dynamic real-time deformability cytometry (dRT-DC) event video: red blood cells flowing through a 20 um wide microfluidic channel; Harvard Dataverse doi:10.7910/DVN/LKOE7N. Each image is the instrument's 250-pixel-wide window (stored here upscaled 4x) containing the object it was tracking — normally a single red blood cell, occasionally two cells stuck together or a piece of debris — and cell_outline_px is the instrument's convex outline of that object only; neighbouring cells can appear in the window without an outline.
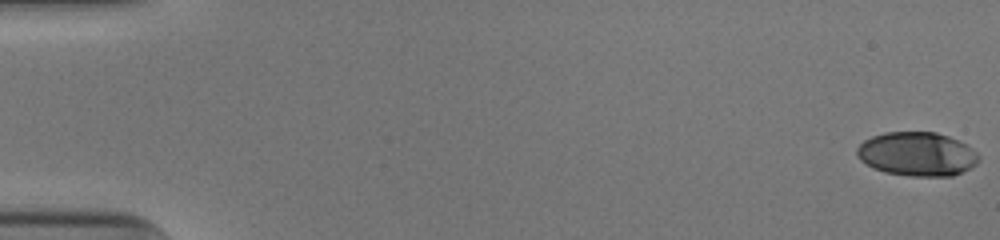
{"species": "human", "species_latin": "Homo sapiens", "temperature_condition": "cold", "stored_images_in_passage": 18, "camera_frame_rate_fps": 3000, "um_per_image_px": 0.085, "donor": {"sex": "male"}, "frame": {"image": 1, "passage_image": 1, "time_ms": 0.0, "image_size_px": [1000, 240], "cell_outline_px": [[980, 160], [972, 168], [952, 176], [908, 176], [884, 172], [872, 168], [860, 160], [856, 152], [856, 148], [864, 140], [872, 136], [884, 132], [936, 132], [948, 136], [964, 144], [976, 152], [980, 156]], "centroid_in_image_um": [77.94, 13.1], "position_along_channel_um": 7.1, "area_um2": 31.33}}
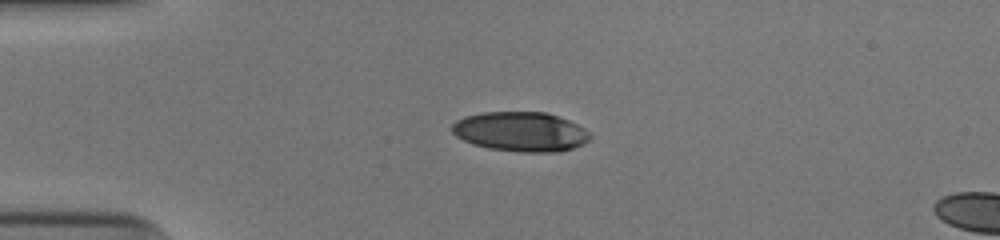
{"frame": {"image": 2, "passage_image": 14, "time_ms": 4.333, "image_size_px": [1000, 240], "cell_outline_px": [[592, 136], [588, 140], [572, 148], [560, 152], [520, 152], [488, 148], [472, 144], [456, 136], [452, 132], [452, 124], [456, 120], [464, 116], [484, 112], [544, 112], [560, 116], [584, 128]], "centroid_in_image_um": [44.23, 11.19], "position_along_channel_um": 40.8, "area_um2": 31.85}}